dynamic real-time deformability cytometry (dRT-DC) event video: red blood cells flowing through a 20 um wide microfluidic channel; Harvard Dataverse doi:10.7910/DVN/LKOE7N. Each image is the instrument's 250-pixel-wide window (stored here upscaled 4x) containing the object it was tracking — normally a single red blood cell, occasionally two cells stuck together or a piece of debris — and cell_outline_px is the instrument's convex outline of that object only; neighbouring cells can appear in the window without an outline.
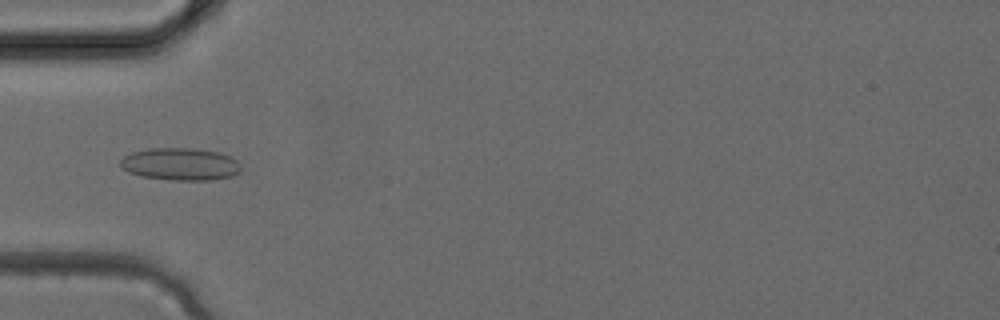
{"species": "common noctule bat (a hibernating species)", "species_latin": "Nyctalus noctula", "temperature_condition": "cold", "stored_images_in_passage": 3, "camera_frame_rate_fps": 3000, "um_per_image_px": 0.085, "animal": {"sex": "female", "body_mass_g": 24.6, "forearm_length_mm": 56.2}, "frame": {"image": 1, "passage_image": 3, "time_ms": 0.667, "image_size_px": [1000, 320], "cell_outline_px": [[240, 172], [232, 176], [212, 180], [168, 180], [140, 176], [128, 172], [120, 164], [120, 160], [124, 156], [132, 152], [148, 148], [196, 148], [220, 152], [236, 160], [240, 164]], "centroid_in_image_um": [15.33, 13.95], "position_along_channel_um": 69.7, "area_um2": 22.95}}